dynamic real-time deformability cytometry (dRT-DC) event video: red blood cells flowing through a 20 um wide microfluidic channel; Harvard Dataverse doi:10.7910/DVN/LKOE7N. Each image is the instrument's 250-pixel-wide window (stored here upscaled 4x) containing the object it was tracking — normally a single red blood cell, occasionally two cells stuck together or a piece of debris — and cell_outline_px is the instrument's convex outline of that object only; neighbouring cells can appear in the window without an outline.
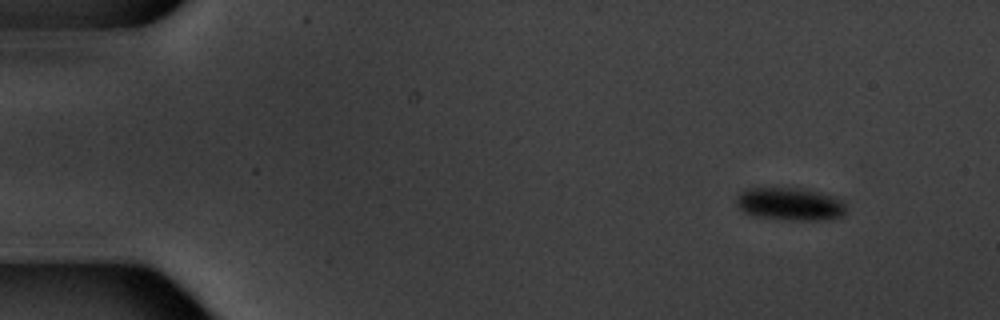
{"species": "common noctule bat (a hibernating species)", "species_latin": "Nyctalus noctula", "temperature_condition": "warm", "stored_images_in_passage": 9, "camera_frame_rate_fps": 3000, "um_per_image_px": 0.085, "animal": {"sex": "male", "body_mass_g": 20.1, "forearm_length_mm": 53.5}, "frame": {"image": 1, "passage_image": 1, "time_ms": 0.0, "image_size_px": [1000, 320], "cell_outline_px": [[848, 208], [844, 216], [832, 220], [784, 220], [760, 216], [744, 212], [736, 204], [736, 196], [740, 192], [748, 188], [796, 188], [816, 192], [832, 196], [840, 200]], "centroid_in_image_um": [67.18, 17.36], "position_along_channel_um": 17.8, "area_um2": 20.98}}
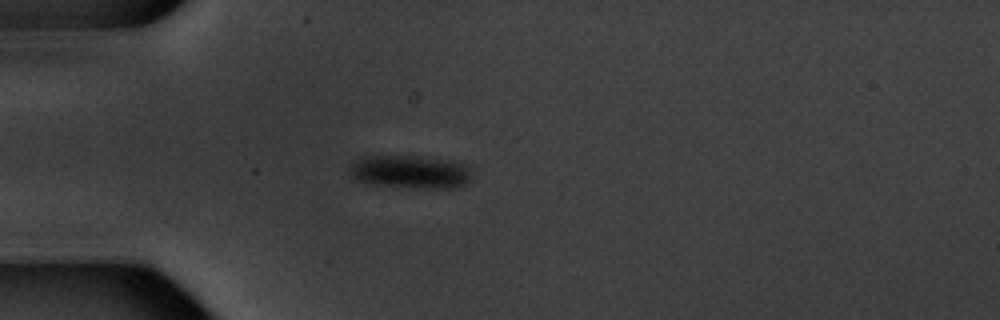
{"frame": {"image": 2, "passage_image": 4, "time_ms": 3.667, "image_size_px": [1000, 320], "cell_outline_px": [[468, 180], [464, 184], [452, 188], [432, 188], [388, 184], [360, 180], [348, 168], [356, 160], [364, 156], [416, 156], [452, 160], [464, 164], [468, 168]], "centroid_in_image_um": [34.93, 14.56], "position_along_channel_um": 50.1, "area_um2": 22.43}}
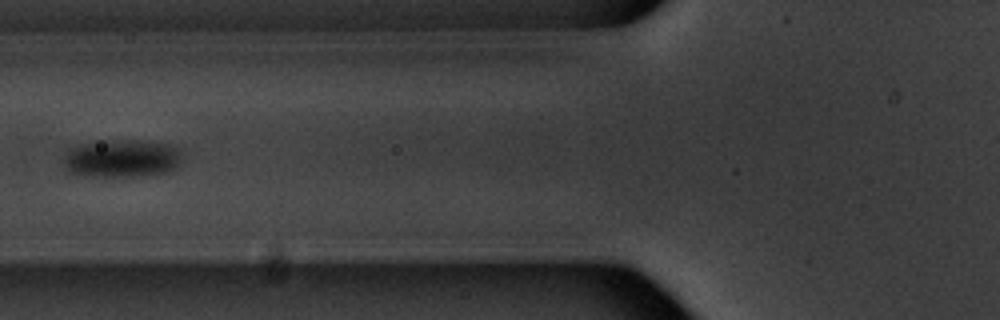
{"frame": {"image": 3, "passage_image": 6, "time_ms": 6.0, "image_size_px": [1000, 320], "cell_outline_px": [[184, 156], [176, 168], [172, 172], [136, 176], [84, 176], [72, 172], [64, 164], [64, 156], [68, 148], [80, 144], [112, 140], [132, 140], [168, 144], [184, 148]], "centroid_in_image_um": [10.44, 13.46], "position_along_channel_um": 115.4, "area_um2": 26.53}}